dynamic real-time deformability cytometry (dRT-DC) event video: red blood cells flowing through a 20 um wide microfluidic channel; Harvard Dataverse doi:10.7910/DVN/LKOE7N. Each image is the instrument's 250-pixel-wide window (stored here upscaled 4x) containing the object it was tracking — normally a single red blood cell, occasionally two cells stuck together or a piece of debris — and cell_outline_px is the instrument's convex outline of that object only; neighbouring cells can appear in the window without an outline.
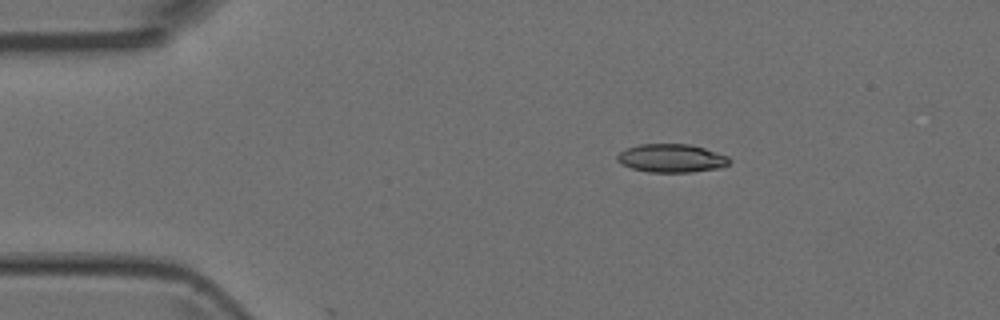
{"species": "Egyptian fruit bat (a non-hibernating species)", "species_latin": "Rousettus aegyptiacus", "temperature_condition": "room temperature", "stored_images_in_passage": 3, "camera_frame_rate_fps": 3000, "um_per_image_px": 0.085, "animal": {"sex": "female"}, "frame": {"image": 1, "passage_image": 2, "time_ms": 0.333, "image_size_px": [1000, 320], "cell_outline_px": [[732, 160], [728, 164], [720, 168], [688, 172], [648, 172], [632, 168], [620, 164], [616, 160], [616, 156], [624, 148], [640, 144], [688, 144], [704, 148], [728, 156]], "centroid_in_image_um": [57.04, 13.44], "position_along_channel_um": 28.0, "area_um2": 18.61}}